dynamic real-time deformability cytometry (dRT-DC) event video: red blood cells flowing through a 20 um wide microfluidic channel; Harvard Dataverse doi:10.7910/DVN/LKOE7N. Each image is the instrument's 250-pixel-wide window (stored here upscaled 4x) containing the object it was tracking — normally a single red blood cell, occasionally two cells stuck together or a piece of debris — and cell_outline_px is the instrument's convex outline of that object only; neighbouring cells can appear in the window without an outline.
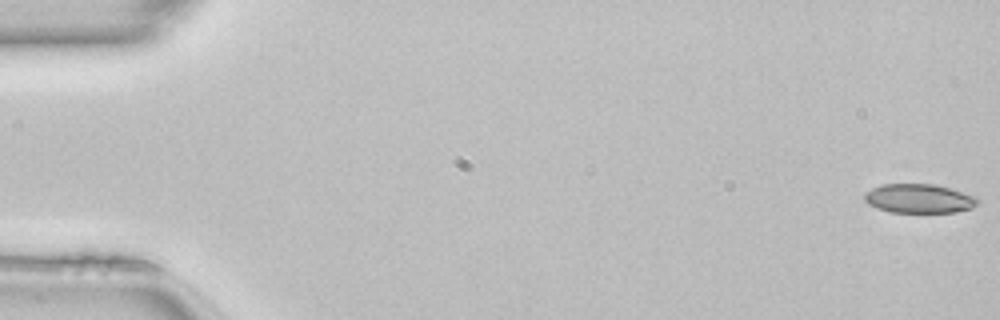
{"species": "common noctule bat (a hibernating species)", "species_latin": "Nyctalus noctula", "temperature_condition": "room temperature", "stored_images_in_passage": 47, "camera_frame_rate_fps": 3000, "um_per_image_px": 0.085, "animal": {"sex": "female", "body_mass_g": 22.7, "forearm_length_mm": 54.2}, "frame": {"image": 1, "passage_image": 1, "time_ms": 0.0, "image_size_px": [1000, 320], "cell_outline_px": [[980, 204], [972, 208], [956, 212], [892, 212], [876, 208], [868, 204], [864, 200], [864, 192], [880, 184], [936, 184], [964, 192], [976, 196], [980, 200]], "centroid_in_image_um": [78.14, 16.87], "position_along_channel_um": 6.9, "area_um2": 19.48}}
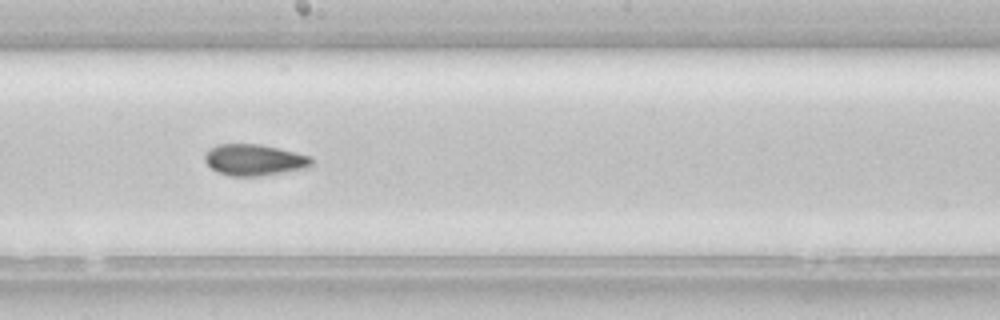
{"frame": {"image": 2, "passage_image": 28, "time_ms": 9.0, "image_size_px": [1000, 320], "cell_outline_px": [[312, 164], [308, 168], [260, 176], [228, 176], [216, 172], [204, 160], [204, 156], [216, 144], [260, 144], [296, 152], [312, 156]], "centroid_in_image_um": [21.63, 13.6], "position_along_channel_um": 226.6, "area_um2": 19.54}}
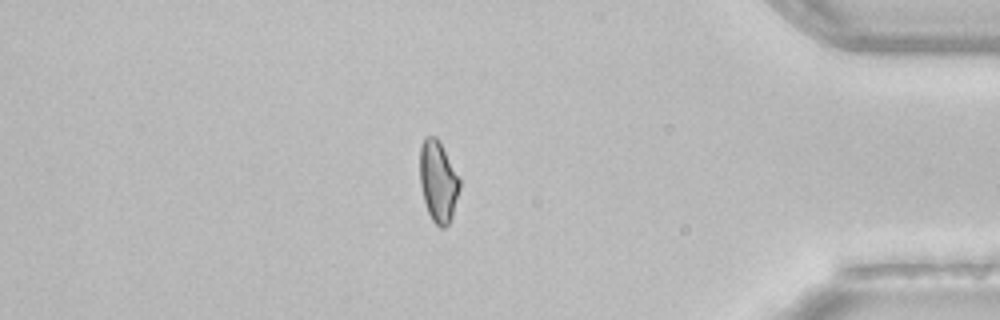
{"frame": {"image": 3, "passage_image": 43, "time_ms": 14.0, "image_size_px": [1000, 320], "cell_outline_px": [[460, 188], [452, 216], [448, 224], [444, 228], [440, 228], [432, 220], [428, 212], [424, 200], [420, 184], [420, 148], [424, 136], [436, 136], [460, 180]], "centroid_in_image_um": [37.23, 15.43], "position_along_channel_um": 398.0, "area_um2": 18.55}, "authors_computed_cell_mechanics": {"area_um2": 19.5364, "velocity_mm_per_s": 4.1293, "shape_relaxation_time_tau1_ms": null, "shape_relaxation_time_tau2_ms": 3.4303, "deformation_change_tau1": null, "deformation_change_tau2": 0.0993}}